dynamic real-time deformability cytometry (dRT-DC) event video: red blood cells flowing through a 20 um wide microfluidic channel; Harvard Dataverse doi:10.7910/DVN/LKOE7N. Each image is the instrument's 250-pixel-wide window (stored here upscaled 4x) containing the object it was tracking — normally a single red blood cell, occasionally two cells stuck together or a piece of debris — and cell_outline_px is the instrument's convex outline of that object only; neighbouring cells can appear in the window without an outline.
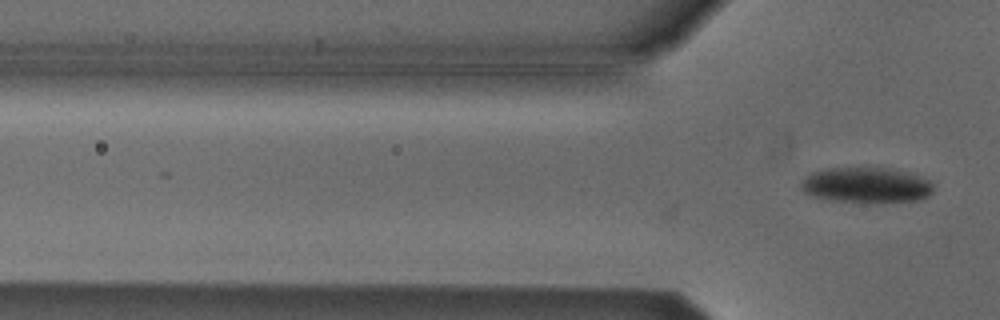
{"species": "Egyptian fruit bat (a non-hibernating species)", "species_latin": "Rousettus aegyptiacus", "temperature_condition": "cold", "stored_images_in_passage": 3, "camera_frame_rate_fps": 3000, "um_per_image_px": 0.085, "animal": {"sex": "male"}, "frame": {"image": 1, "passage_image": 3, "time_ms": 0.667, "image_size_px": [1000, 320], "cell_outline_px": [[932, 192], [928, 196], [916, 200], [828, 200], [812, 196], [804, 192], [800, 188], [800, 184], [804, 176], [812, 172], [828, 168], [892, 168], [908, 172], [928, 180], [932, 184]], "centroid_in_image_um": [73.57, 15.69], "position_along_channel_um": 52.2, "area_um2": 26.59}}